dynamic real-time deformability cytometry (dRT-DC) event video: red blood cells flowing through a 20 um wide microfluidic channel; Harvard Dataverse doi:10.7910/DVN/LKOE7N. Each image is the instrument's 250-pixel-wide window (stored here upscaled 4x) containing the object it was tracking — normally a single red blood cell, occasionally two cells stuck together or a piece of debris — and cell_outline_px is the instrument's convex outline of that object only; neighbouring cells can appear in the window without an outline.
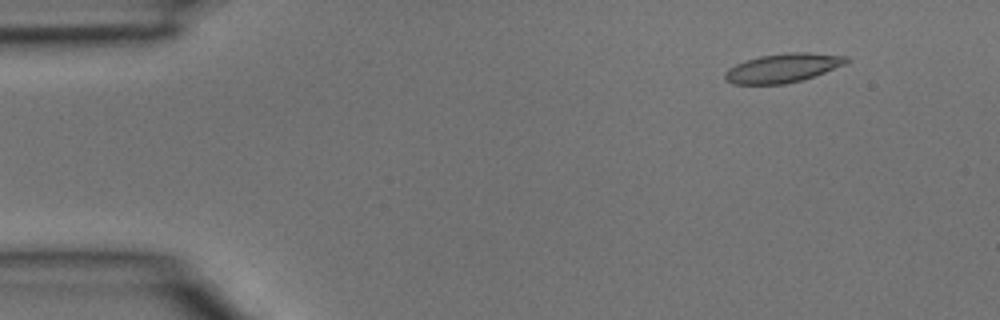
{"species": "common noctule bat (a hibernating species)", "species_latin": "Nyctalus noctula", "temperature_condition": "room temperature", "stored_images_in_passage": 4, "camera_frame_rate_fps": 3000, "um_per_image_px": 0.085, "animal": {"sex": "male", "body_mass_g": 15.6}, "frame": {"image": 1, "passage_image": 2, "time_ms": 0.333, "image_size_px": [1000, 320], "cell_outline_px": [[848, 60], [844, 64], [824, 72], [800, 80], [784, 84], [732, 84], [724, 80], [724, 72], [728, 68], [744, 60], [760, 56], [788, 52], [808, 52], [848, 56]], "centroid_in_image_um": [66.47, 5.77], "position_along_channel_um": 18.5, "area_um2": 20.4}}